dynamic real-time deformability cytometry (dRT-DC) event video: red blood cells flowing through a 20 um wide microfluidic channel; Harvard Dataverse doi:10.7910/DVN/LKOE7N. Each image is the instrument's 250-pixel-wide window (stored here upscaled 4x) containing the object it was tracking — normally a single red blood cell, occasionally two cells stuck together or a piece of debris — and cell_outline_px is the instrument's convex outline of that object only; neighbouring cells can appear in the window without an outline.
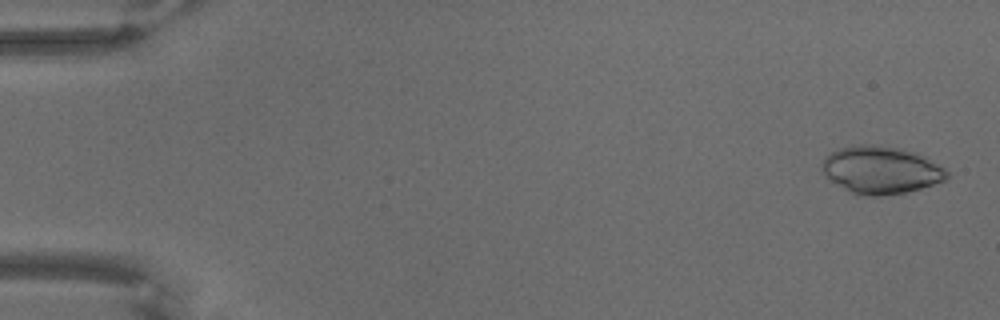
{"species": "common noctule bat (a hibernating species)", "species_latin": "Nyctalus noctula", "temperature_condition": "warm", "stored_images_in_passage": 69, "camera_frame_rate_fps": 3000, "um_per_image_px": 0.085, "animal": {"sex": "male", "body_mass_g": 18.8}, "frame": {"image": 1, "passage_image": 3, "time_ms": 0.667, "image_size_px": [1000, 320], "cell_outline_px": [[948, 176], [944, 180], [920, 188], [904, 192], [880, 196], [856, 196], [832, 180], [820, 168], [824, 156], [840, 148], [860, 144], [864, 144], [896, 148], [912, 152], [924, 156], [944, 168], [948, 172]], "centroid_in_image_um": [74.84, 14.46], "position_along_channel_um": 10.2, "area_um2": 34.04}}
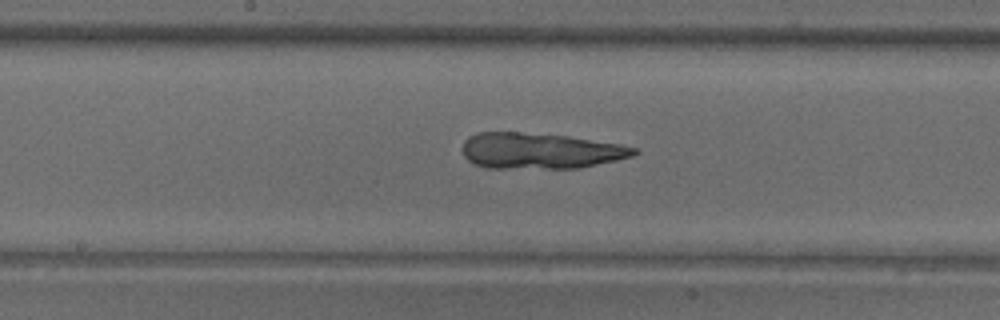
{"frame": {"image": 2, "passage_image": 37, "time_ms": 12.0, "image_size_px": [1000, 320], "cell_outline_px": [[640, 152], [632, 156], [616, 160], [580, 168], [484, 168], [472, 164], [464, 156], [460, 148], [464, 140], [468, 136], [476, 132], [520, 132], [568, 136], [620, 144], [640, 148]], "centroid_in_image_um": [45.87, 12.82], "position_along_channel_um": 202.3, "area_um2": 36.36}}
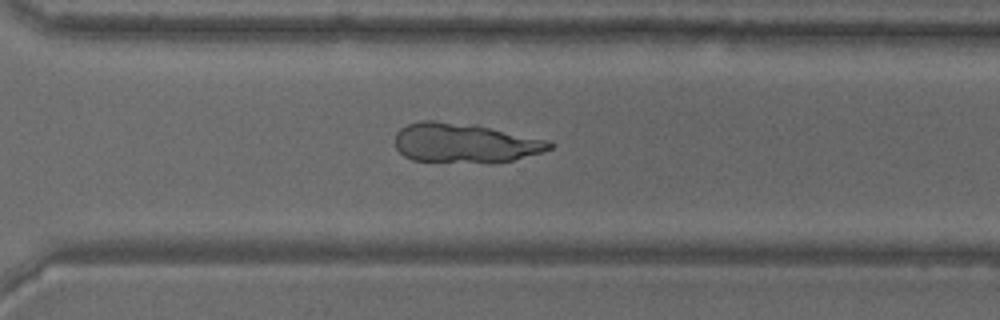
{"frame": {"image": 3, "passage_image": 50, "time_ms": 16.333, "image_size_px": [1000, 320], "cell_outline_px": [[556, 144], [552, 148], [540, 152], [512, 160], [412, 160], [404, 156], [396, 148], [396, 132], [400, 128], [408, 124], [420, 120], [432, 120], [476, 124], [548, 140]], "centroid_in_image_um": [39.49, 12.09], "position_along_channel_um": 331.1, "area_um2": 34.62}}